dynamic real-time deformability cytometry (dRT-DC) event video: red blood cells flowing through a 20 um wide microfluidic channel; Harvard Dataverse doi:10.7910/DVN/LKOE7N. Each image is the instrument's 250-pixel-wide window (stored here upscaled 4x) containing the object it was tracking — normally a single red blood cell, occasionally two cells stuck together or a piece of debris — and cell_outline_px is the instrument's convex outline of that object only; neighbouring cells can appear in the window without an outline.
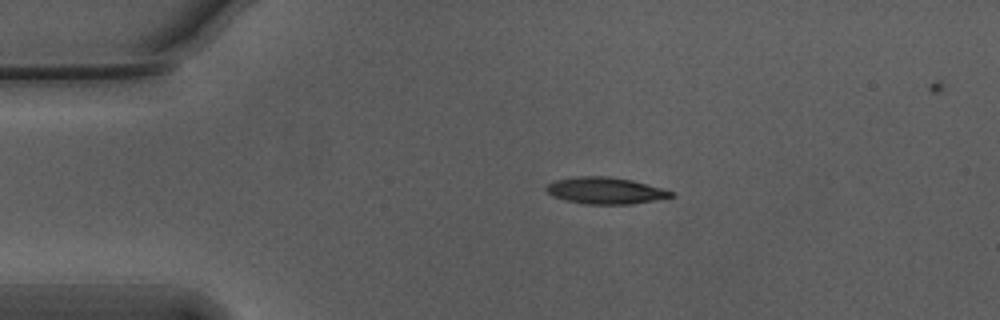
{"species": "Egyptian fruit bat (a non-hibernating species)", "species_latin": "Rousettus aegyptiacus", "temperature_condition": "warm", "stored_images_in_passage": 43, "camera_frame_rate_fps": 3000, "um_per_image_px": 0.085, "animal": {"sex": "male"}, "frame": {"image": 1, "passage_image": 1, "time_ms": 0.0, "image_size_px": [1000, 320], "cell_outline_px": [[676, 196], [656, 200], [628, 204], [584, 204], [564, 200], [552, 196], [544, 188], [548, 184], [556, 180], [580, 176], [608, 176], [632, 180], [676, 192]], "centroid_in_image_um": [51.47, 16.2], "position_along_channel_um": 33.5, "area_um2": 19.42}}
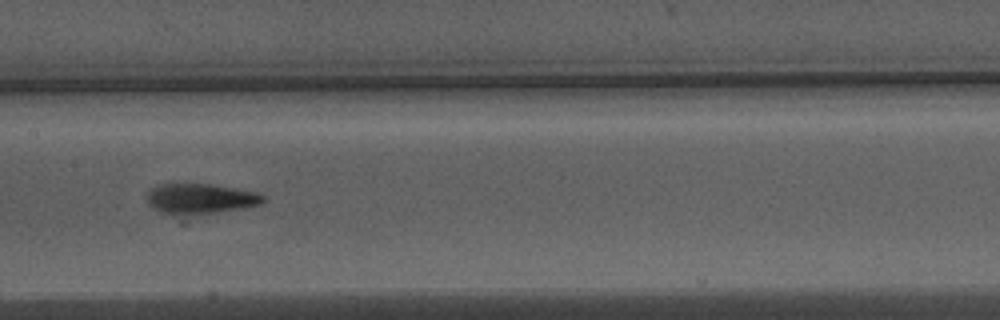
{"frame": {"image": 2, "passage_image": 17, "time_ms": 5.333, "image_size_px": [1000, 320], "cell_outline_px": [[264, 200], [260, 204], [240, 208], [216, 212], [172, 216], [152, 208], [148, 204], [148, 192], [156, 184], [208, 184], [256, 192], [264, 196]], "centroid_in_image_um": [16.96, 16.89], "position_along_channel_um": 190.4, "area_um2": 20.23}}
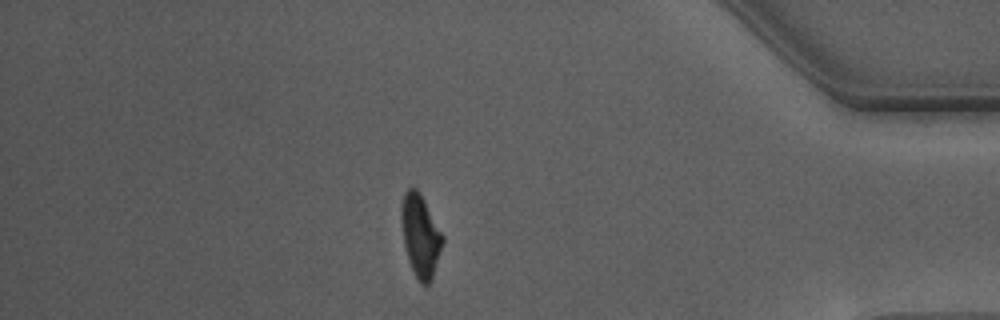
{"frame": {"image": 3, "passage_image": 37, "time_ms": 12.0, "image_size_px": [1000, 320], "cell_outline_px": [[444, 240], [432, 280], [428, 284], [420, 284], [408, 260], [404, 244], [400, 220], [400, 208], [404, 192], [408, 188], [416, 188], [424, 200], [444, 236]], "centroid_in_image_um": [35.72, 20.03], "position_along_channel_um": 399.5, "area_um2": 19.83}}